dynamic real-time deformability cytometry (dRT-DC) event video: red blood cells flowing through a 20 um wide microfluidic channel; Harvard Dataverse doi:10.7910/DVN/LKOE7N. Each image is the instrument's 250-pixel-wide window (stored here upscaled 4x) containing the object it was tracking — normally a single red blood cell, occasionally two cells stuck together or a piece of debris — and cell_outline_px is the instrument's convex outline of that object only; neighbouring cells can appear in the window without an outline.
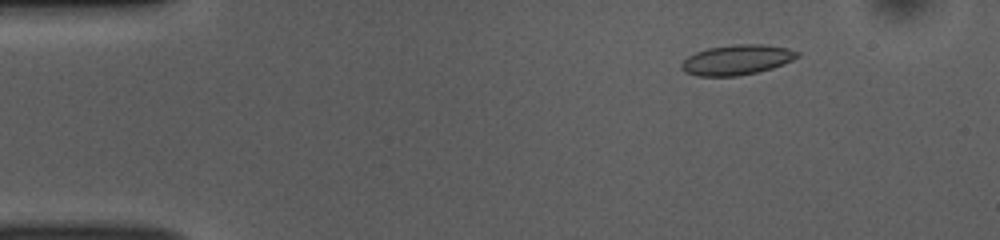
{"species": "common noctule bat (a hibernating species)", "species_latin": "Nyctalus noctula", "temperature_condition": "room temperature", "stored_images_in_passage": 52, "camera_frame_rate_fps": 3000, "um_per_image_px": 0.085, "animal": {"sex": "female", "body_mass_g": 10.0, "forearm_length_mm": 53.1}, "frame": {"image": 1, "passage_image": 7, "time_ms": 2.0, "image_size_px": [1000, 240], "cell_outline_px": [[800, 56], [784, 64], [772, 68], [756, 72], [736, 76], [696, 76], [684, 72], [680, 68], [680, 64], [688, 56], [696, 52], [708, 48], [736, 44], [764, 44], [788, 48], [800, 52]], "centroid_in_image_um": [62.63, 5.08], "position_along_channel_um": 22.4, "area_um2": 20.4}}
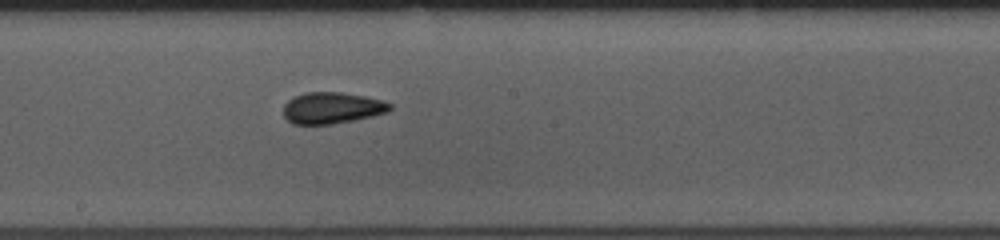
{"frame": {"image": 2, "passage_image": 28, "time_ms": 9.0, "image_size_px": [1000, 240], "cell_outline_px": [[392, 108], [388, 112], [372, 116], [332, 124], [292, 124], [284, 116], [284, 104], [288, 100], [304, 92], [340, 92], [364, 96], [384, 100], [392, 104]], "centroid_in_image_um": [28.23, 9.17], "position_along_channel_um": 220.0, "area_um2": 19.48}}
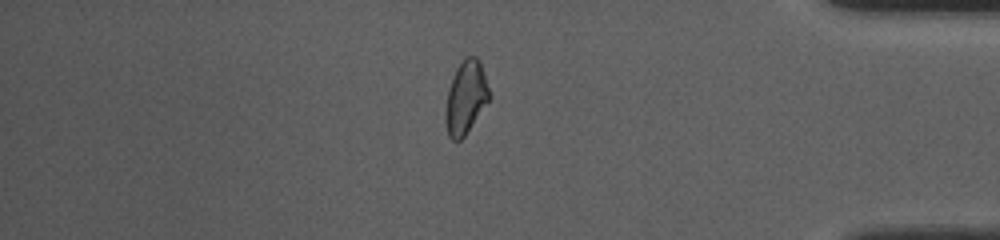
{"frame": {"image": 3, "passage_image": 44, "time_ms": 14.333, "image_size_px": [1000, 240], "cell_outline_px": [[492, 96], [464, 136], [460, 140], [452, 140], [448, 136], [444, 120], [444, 112], [448, 88], [452, 76], [456, 68], [464, 56], [476, 56], [480, 60]], "centroid_in_image_um": [39.58, 8.25], "position_along_channel_um": 395.6, "area_um2": 19.02}, "authors_computed_cell_mechanics": {"area_um2": 19.4208, "velocity_mm_per_s": 3.8643, "shape_relaxation_time_tau1_ms": 9.368, "shape_relaxation_time_tau2_ms": 2.0897, "deformation_change_tau1": 0.1571, "deformation_change_tau2": 0.0738}}